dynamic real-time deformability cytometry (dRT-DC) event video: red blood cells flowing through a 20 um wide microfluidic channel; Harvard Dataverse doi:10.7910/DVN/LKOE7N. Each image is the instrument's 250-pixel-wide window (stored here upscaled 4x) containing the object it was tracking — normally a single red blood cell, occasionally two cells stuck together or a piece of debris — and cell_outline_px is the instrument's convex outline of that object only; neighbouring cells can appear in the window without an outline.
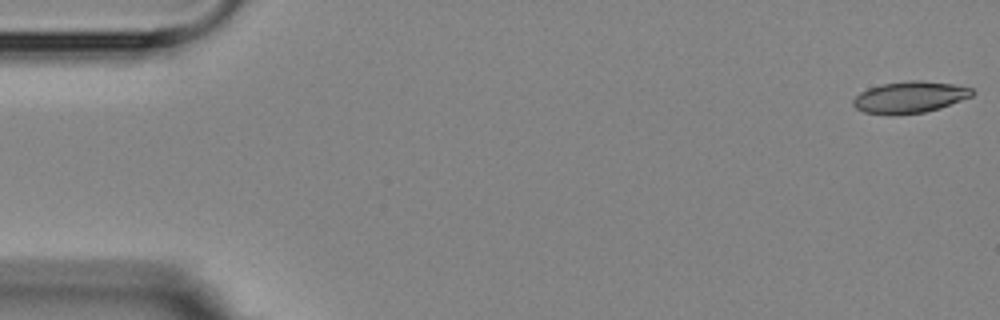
{"species": "Egyptian fruit bat (a non-hibernating species)", "species_latin": "Rousettus aegyptiacus", "temperature_condition": "room temperature", "stored_images_in_passage": 5, "camera_frame_rate_fps": 3000, "um_per_image_px": 0.085, "animal": {"sex": "female"}, "frame": {"image": 1, "passage_image": 1, "time_ms": 0.0, "image_size_px": [1000, 320], "cell_outline_px": [[976, 92], [972, 96], [940, 108], [924, 112], [892, 116], [864, 112], [856, 108], [852, 104], [852, 100], [860, 92], [868, 88], [884, 84], [912, 80], [920, 80], [952, 84], [972, 88]], "centroid_in_image_um": [77.32, 8.27], "position_along_channel_um": 7.7, "area_um2": 21.96}}
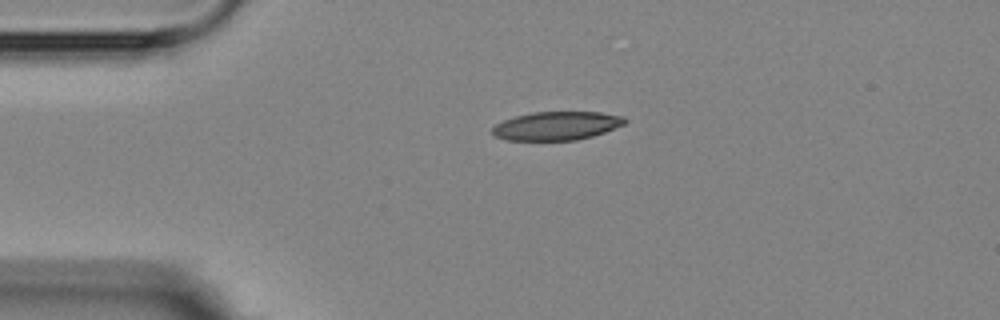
{"frame": {"image": 2, "passage_image": 4, "time_ms": 3.667, "image_size_px": [1000, 320], "cell_outline_px": [[628, 120], [624, 124], [604, 132], [592, 136], [576, 140], [508, 140], [496, 136], [492, 132], [492, 128], [496, 124], [504, 120], [516, 116], [532, 112], [600, 112], [624, 116]], "centroid_in_image_um": [47.33, 10.69], "position_along_channel_um": 37.7, "area_um2": 21.91}}